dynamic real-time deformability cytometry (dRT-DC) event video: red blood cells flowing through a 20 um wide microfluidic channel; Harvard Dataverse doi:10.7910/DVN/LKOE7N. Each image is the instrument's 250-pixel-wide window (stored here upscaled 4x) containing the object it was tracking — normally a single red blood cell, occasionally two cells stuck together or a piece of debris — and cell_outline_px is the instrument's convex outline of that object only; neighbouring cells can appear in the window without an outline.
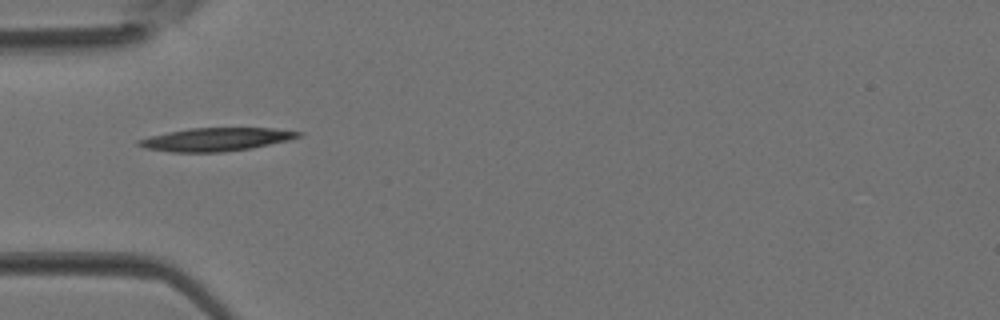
{"species": "Egyptian fruit bat (a non-hibernating species)", "species_latin": "Rousettus aegyptiacus", "temperature_condition": "room temperature", "stored_images_in_passage": 1, "camera_frame_rate_fps": 3000, "um_per_image_px": 0.085, "animal": {"sex": "female"}, "frame": {"image": 1, "passage_image": 1, "time_ms": 0.0, "image_size_px": [1000, 320], "cell_outline_px": [[304, 132], [300, 136], [288, 140], [248, 148], [224, 152], [172, 152], [144, 148], [136, 144], [136, 140], [168, 132], [188, 128], [272, 128]], "centroid_in_image_um": [18.33, 11.84], "position_along_channel_um": 66.7, "area_um2": 21.39}}